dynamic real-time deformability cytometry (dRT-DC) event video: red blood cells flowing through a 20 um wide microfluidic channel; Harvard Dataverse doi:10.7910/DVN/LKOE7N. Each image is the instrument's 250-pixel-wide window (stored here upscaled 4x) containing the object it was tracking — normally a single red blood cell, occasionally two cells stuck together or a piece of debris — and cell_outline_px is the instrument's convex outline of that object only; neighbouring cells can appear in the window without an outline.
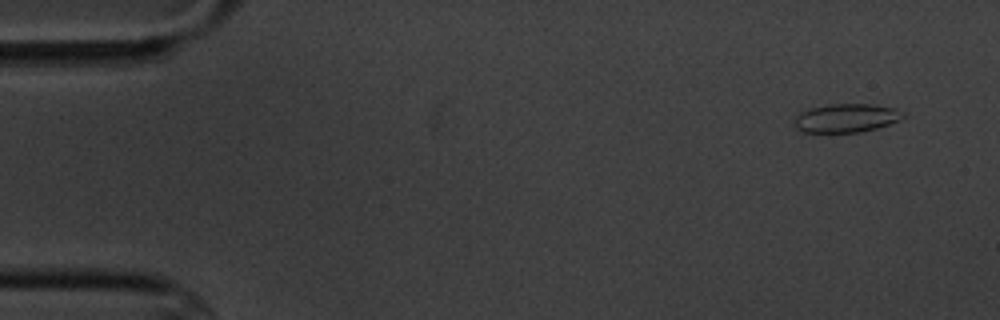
{"species": "common noctule bat (a hibernating species)", "species_latin": "Nyctalus noctula", "temperature_condition": "cold", "stored_images_in_passage": 5, "camera_frame_rate_fps": 3000, "um_per_image_px": 0.085, "animal": {"sex": "male", "body_mass_g": 20.1, "forearm_length_mm": 53.5}, "frame": {"image": 1, "passage_image": 1, "time_ms": 0.0, "image_size_px": [1000, 320], "cell_outline_px": [[904, 116], [900, 120], [876, 128], [860, 132], [804, 132], [796, 128], [796, 116], [800, 112], [812, 108], [828, 104], [872, 104], [896, 108], [904, 112]], "centroid_in_image_um": [71.97, 10.02], "position_along_channel_um": 13.0, "area_um2": 17.98}}
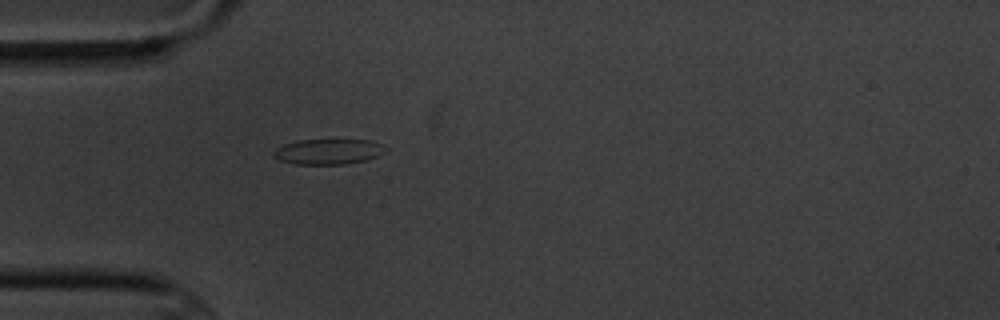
{"frame": {"image": 2, "passage_image": 5, "time_ms": 4.333, "image_size_px": [1000, 320], "cell_outline_px": [[388, 148], [384, 152], [368, 160], [344, 164], [292, 164], [280, 160], [272, 156], [272, 152], [276, 148], [284, 144], [296, 140], [372, 140], [384, 144]], "centroid_in_image_um": [27.91, 12.88], "position_along_channel_um": 57.1, "area_um2": 16.76}}